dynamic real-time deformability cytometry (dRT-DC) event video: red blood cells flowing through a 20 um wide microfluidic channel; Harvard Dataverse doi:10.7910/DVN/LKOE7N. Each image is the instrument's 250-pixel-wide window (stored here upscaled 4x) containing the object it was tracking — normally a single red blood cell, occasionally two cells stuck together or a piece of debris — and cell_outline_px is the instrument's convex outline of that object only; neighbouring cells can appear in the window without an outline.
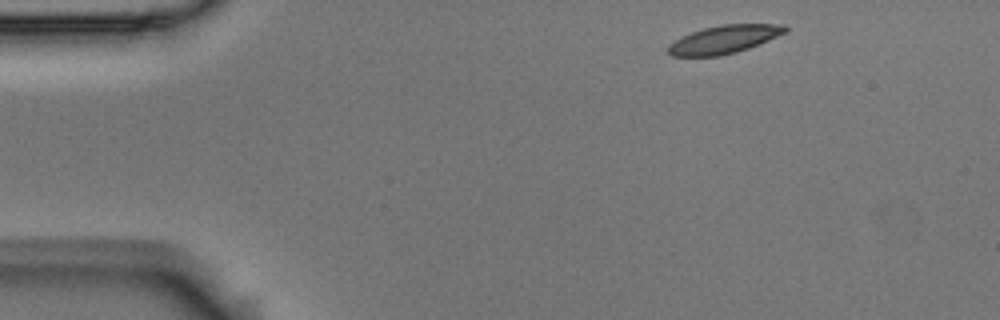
{"species": "Egyptian fruit bat (a non-hibernating species)", "species_latin": "Rousettus aegyptiacus", "temperature_condition": "room temperature", "stored_images_in_passage": 3, "camera_frame_rate_fps": 3000, "um_per_image_px": 0.085, "animal": {"sex": "male"}, "frame": {"image": 1, "passage_image": 1, "time_ms": 0.0, "image_size_px": [1000, 320], "cell_outline_px": [[788, 32], [748, 48], [736, 52], [720, 56], [672, 56], [664, 52], [668, 44], [680, 36], [704, 28], [720, 24], [784, 24], [788, 28]], "centroid_in_image_um": [61.5, 3.35], "position_along_channel_um": 23.5, "area_um2": 19.42}}